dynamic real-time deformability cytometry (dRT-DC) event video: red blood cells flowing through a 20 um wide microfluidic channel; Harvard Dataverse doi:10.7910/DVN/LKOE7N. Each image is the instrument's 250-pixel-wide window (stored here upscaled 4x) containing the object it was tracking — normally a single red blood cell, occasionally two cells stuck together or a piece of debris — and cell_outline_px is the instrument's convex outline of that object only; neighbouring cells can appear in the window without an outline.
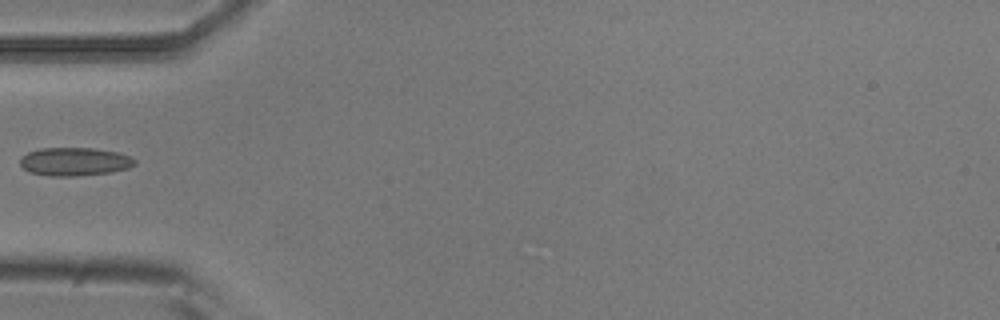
{"species": "common noctule bat (a hibernating species)", "species_latin": "Nyctalus noctula", "temperature_condition": "room temperature", "stored_images_in_passage": 6, "camera_frame_rate_fps": 3000, "um_per_image_px": 0.085, "animal": {"sex": "male", "body_mass_g": 20.5, "forearm_length_mm": 52.5}, "frame": {"image": 1, "passage_image": 5, "time_ms": 1.333, "image_size_px": [1000, 320], "cell_outline_px": [[136, 164], [128, 168], [112, 172], [72, 176], [52, 176], [28, 172], [20, 164], [20, 156], [28, 152], [40, 148], [92, 148], [116, 152], [128, 156], [136, 160]], "centroid_in_image_um": [6.31, 13.74], "position_along_channel_um": 78.7, "area_um2": 18.84}}
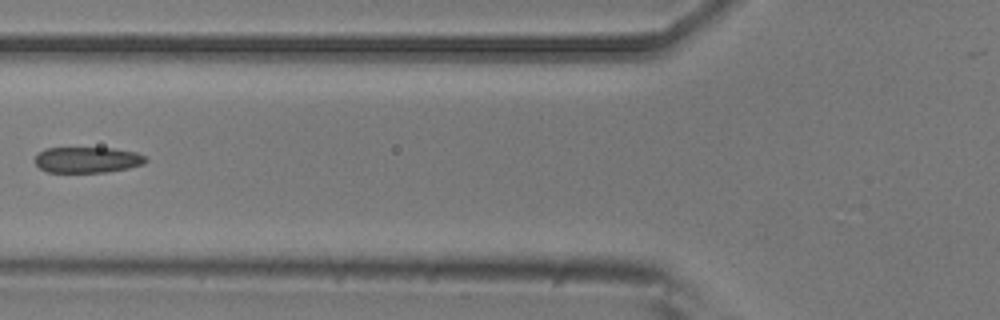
{"frame": {"image": 2, "passage_image": 6, "time_ms": 1.667, "image_size_px": [1000, 320], "cell_outline_px": [[148, 160], [144, 164], [128, 168], [108, 172], [48, 172], [40, 168], [36, 164], [36, 156], [44, 148], [112, 148], [136, 152], [144, 156]], "centroid_in_image_um": [7.45, 13.58], "position_along_channel_um": 118.4, "area_um2": 16.65}}